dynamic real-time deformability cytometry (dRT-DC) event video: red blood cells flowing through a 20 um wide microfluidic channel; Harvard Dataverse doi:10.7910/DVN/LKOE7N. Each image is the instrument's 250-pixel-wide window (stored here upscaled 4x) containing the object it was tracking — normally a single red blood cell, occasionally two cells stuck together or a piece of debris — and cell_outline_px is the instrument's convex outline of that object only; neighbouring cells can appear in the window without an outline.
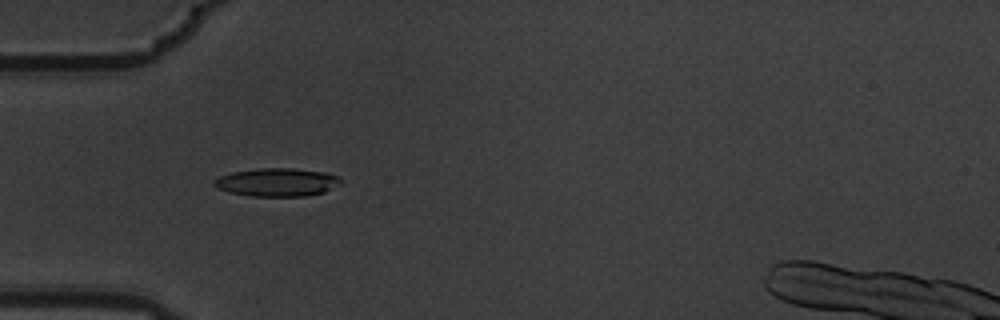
{"species": "common noctule bat (a hibernating species)", "species_latin": "Nyctalus noctula", "temperature_condition": "warm", "stored_images_in_passage": 7, "camera_frame_rate_fps": 3000, "um_per_image_px": 0.085, "animal": {"sex": "male", "body_mass_g": 19.5, "forearm_length_mm": 54.6}, "frame": {"image": 1, "passage_image": 6, "time_ms": 1.667, "image_size_px": [1000, 320], "cell_outline_px": [[344, 184], [324, 192], [304, 196], [248, 196], [228, 192], [216, 188], [212, 184], [212, 180], [220, 176], [232, 172], [260, 168], [292, 168], [324, 172], [336, 176]], "centroid_in_image_um": [23.52, 15.49], "position_along_channel_um": 61.5, "area_um2": 20.98}}
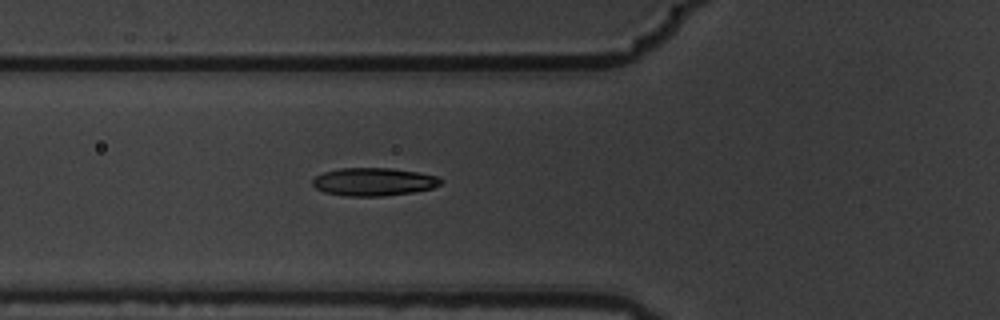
{"frame": {"image": 2, "passage_image": 7, "time_ms": 2.0, "image_size_px": [1000, 320], "cell_outline_px": [[444, 180], [440, 184], [432, 188], [412, 192], [384, 196], [344, 196], [324, 192], [316, 188], [312, 184], [312, 180], [316, 176], [324, 172], [340, 168], [392, 168], [420, 172], [436, 176]], "centroid_in_image_um": [31.76, 15.45], "position_along_channel_um": 94.0, "area_um2": 20.98}}